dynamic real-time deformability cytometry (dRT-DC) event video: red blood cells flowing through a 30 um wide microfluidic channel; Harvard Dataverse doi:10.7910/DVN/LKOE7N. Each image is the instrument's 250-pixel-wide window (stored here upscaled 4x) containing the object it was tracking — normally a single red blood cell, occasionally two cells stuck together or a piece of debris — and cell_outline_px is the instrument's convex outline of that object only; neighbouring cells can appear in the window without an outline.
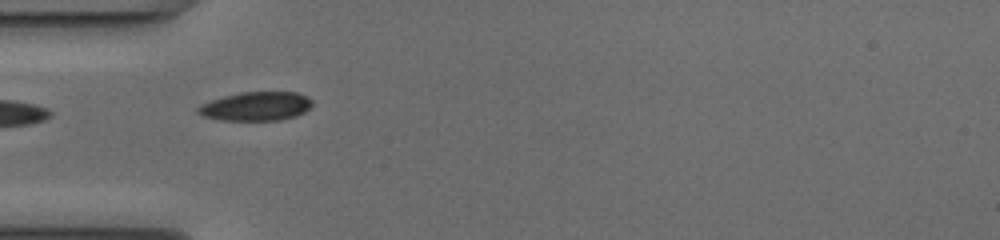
{"species": "common noctule bat (a hibernating species)", "species_latin": "Nyctalus noctula", "temperature_condition": "cold", "stored_images_in_passage": 3, "camera_frame_rate_fps": 3000, "um_per_image_px": 0.085, "animal": {"sex": "female", "body_mass_g": 17.0, "forearm_length_mm": 48.0}, "frame": {"image": 1, "passage_image": 1, "time_ms": 0.0, "image_size_px": [1000, 240], "cell_outline_px": [[312, 104], [304, 112], [296, 116], [280, 120], [220, 120], [204, 116], [196, 112], [196, 108], [200, 104], [224, 96], [240, 92], [296, 92], [308, 96], [312, 100]], "centroid_in_image_um": [21.76, 9.03], "position_along_channel_um": 63.2, "area_um2": 19.25}}